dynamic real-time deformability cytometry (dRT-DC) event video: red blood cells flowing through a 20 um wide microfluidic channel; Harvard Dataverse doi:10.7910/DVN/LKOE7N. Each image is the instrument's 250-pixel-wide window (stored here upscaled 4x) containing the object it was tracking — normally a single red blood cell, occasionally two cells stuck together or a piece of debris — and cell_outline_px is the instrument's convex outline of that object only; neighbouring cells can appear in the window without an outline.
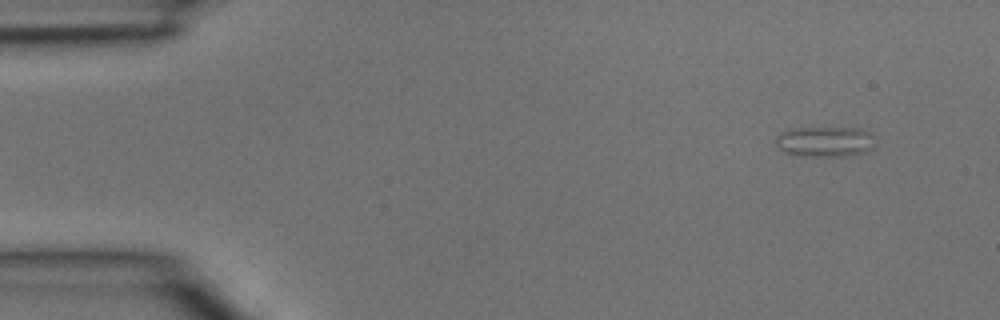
{"species": "common noctule bat (a hibernating species)", "species_latin": "Nyctalus noctula", "temperature_condition": "room temperature", "stored_images_in_passage": 3, "camera_frame_rate_fps": 3000, "um_per_image_px": 0.085, "animal": {"sex": "male", "body_mass_g": 15.6}, "frame": {"image": 1, "passage_image": 1, "time_ms": 0.0, "image_size_px": [1000, 320], "cell_outline_px": [[872, 148], [864, 152], [844, 156], [796, 156], [784, 152], [776, 144], [776, 136], [780, 132], [788, 128], [856, 128], [868, 132], [872, 136]], "centroid_in_image_um": [70.04, 12.04], "position_along_channel_um": 15.0, "area_um2": 17.51}}
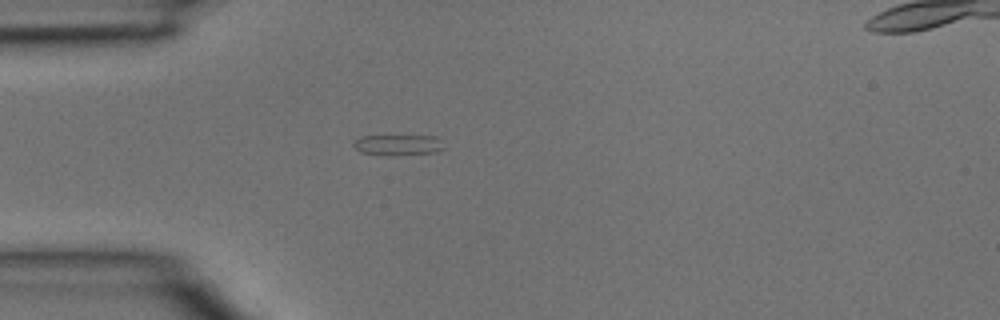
{"frame": {"image": 2, "passage_image": 3, "time_ms": 0.667, "image_size_px": [1000, 320], "cell_outline_px": [[444, 148], [436, 152], [396, 156], [380, 156], [360, 152], [352, 144], [360, 136], [436, 136], [440, 140]], "centroid_in_image_um": [33.81, 12.34], "position_along_channel_um": 51.2, "area_um2": 11.1}}